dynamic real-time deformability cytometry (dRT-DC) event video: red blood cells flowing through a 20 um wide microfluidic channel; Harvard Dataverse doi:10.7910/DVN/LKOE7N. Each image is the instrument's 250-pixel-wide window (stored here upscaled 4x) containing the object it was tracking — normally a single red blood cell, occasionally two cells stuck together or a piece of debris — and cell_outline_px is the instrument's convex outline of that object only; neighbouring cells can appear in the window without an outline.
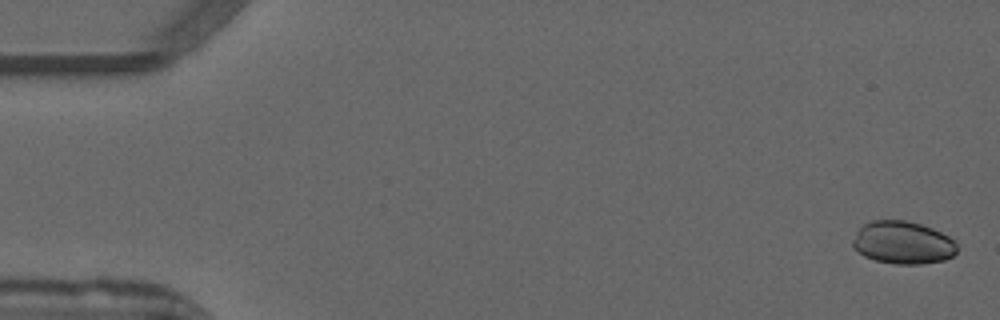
{"species": "common noctule bat (a hibernating species)", "species_latin": "Nyctalus noctula", "temperature_condition": "warm", "stored_images_in_passage": 5, "camera_frame_rate_fps": 3000, "um_per_image_px": 0.085, "animal": {"sex": "male", "forearm_length_mm": 52.5}, "frame": {"image": 1, "passage_image": 1, "time_ms": 0.0, "image_size_px": [1000, 320], "cell_outline_px": [[956, 252], [952, 256], [944, 260], [920, 264], [896, 264], [876, 260], [864, 256], [852, 244], [852, 240], [856, 232], [864, 224], [872, 220], [904, 220], [920, 224], [932, 228], [948, 236], [956, 244]], "centroid_in_image_um": [76.73, 20.62], "position_along_channel_um": 8.3, "area_um2": 25.72}}